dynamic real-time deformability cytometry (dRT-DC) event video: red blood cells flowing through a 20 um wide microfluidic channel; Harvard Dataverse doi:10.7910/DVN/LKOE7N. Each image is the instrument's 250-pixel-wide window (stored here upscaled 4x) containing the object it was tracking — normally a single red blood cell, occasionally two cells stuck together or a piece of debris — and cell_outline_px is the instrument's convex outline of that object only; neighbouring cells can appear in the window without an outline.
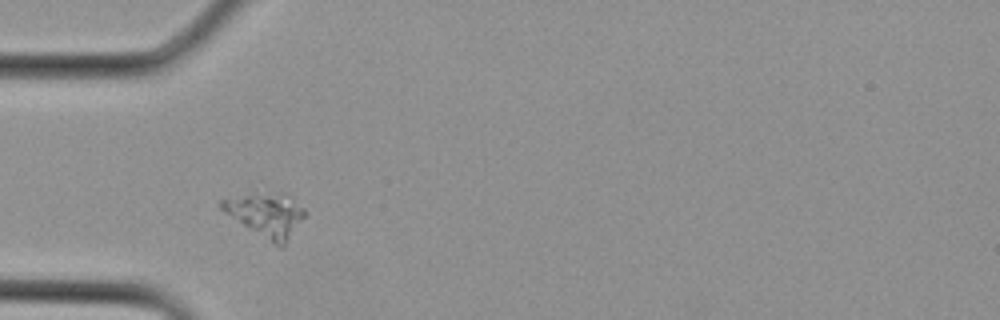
{"species": "Egyptian fruit bat (a non-hibernating species)", "species_latin": "Rousettus aegyptiacus", "temperature_condition": "cold", "stored_images_in_passage": 4, "camera_frame_rate_fps": 3000, "um_per_image_px": 0.085, "animal": {"sex": "female"}, "frame": {"image": 1, "passage_image": 4, "time_ms": 1.0, "image_size_px": [1000, 320], "cell_outline_px": [[304, 216], [284, 244], [280, 248], [248, 228], [224, 212], [216, 204], [220, 200], [244, 196], [280, 192], [284, 192], [304, 208]], "centroid_in_image_um": [22.61, 18.25], "position_along_channel_um": 62.4, "area_um2": 20.46}}